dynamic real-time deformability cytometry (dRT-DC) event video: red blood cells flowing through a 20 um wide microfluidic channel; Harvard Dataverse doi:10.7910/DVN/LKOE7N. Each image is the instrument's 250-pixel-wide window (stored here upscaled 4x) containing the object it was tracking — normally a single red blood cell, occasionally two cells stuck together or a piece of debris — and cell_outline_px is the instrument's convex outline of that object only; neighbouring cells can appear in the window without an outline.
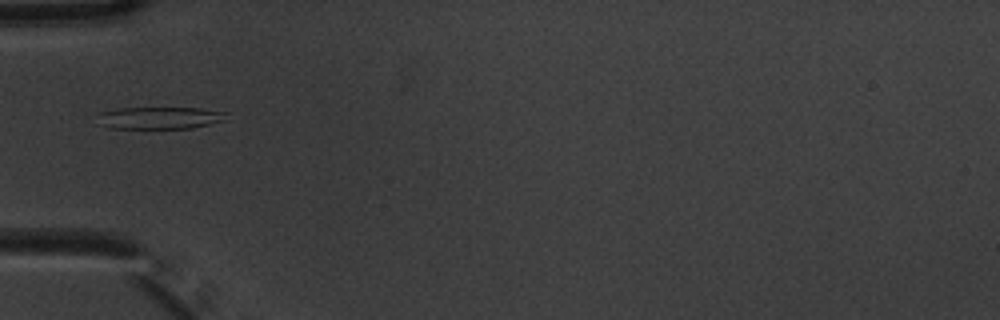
{"species": "common noctule bat (a hibernating species)", "species_latin": "Nyctalus noctula", "temperature_condition": "warm", "stored_images_in_passage": 3, "camera_frame_rate_fps": 3000, "um_per_image_px": 0.085, "animal": {"sex": "male", "body_mass_g": 20.1, "forearm_length_mm": 53.5}, "frame": {"image": 1, "passage_image": 3, "time_ms": 0.667, "image_size_px": [1000, 320], "cell_outline_px": [[228, 120], [192, 128], [108, 128], [96, 124], [100, 112], [116, 108], [200, 108], [228, 112]], "centroid_in_image_um": [13.59, 10.02], "position_along_channel_um": 71.4, "area_um2": 16.94}}